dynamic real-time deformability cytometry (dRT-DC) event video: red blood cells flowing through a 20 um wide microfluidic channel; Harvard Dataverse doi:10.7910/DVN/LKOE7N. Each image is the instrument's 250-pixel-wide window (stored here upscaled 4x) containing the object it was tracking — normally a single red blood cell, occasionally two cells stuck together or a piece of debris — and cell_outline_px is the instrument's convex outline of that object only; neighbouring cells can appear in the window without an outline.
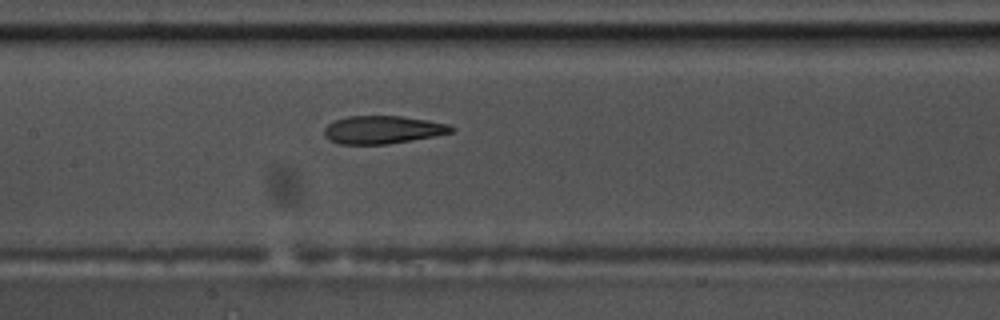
{"species": "common noctule bat (a hibernating species)", "species_latin": "Nyctalus noctula", "temperature_condition": "warm", "stored_images_in_passage": 43, "camera_frame_rate_fps": 3000, "um_per_image_px": 0.085, "animal": {"sex": "male", "body_mass_g": 17.5, "forearm_length_mm": 52.3}, "frame": {"image": 1, "passage_image": 14, "time_ms": 4.333, "image_size_px": [1000, 320], "cell_outline_px": [[456, 128], [452, 132], [432, 136], [388, 144], [340, 144], [324, 136], [324, 128], [328, 124], [336, 120], [348, 116], [400, 116], [428, 120], [448, 124]], "centroid_in_image_um": [32.52, 11.02], "position_along_channel_um": 174.9, "area_um2": 20.46}}
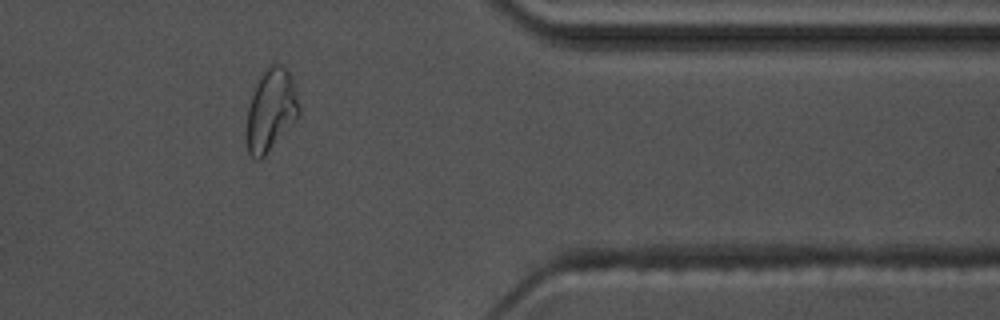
{"frame": {"image": 2, "passage_image": 33, "time_ms": 10.667, "image_size_px": [1000, 320], "cell_outline_px": [[300, 116], [264, 156], [260, 160], [256, 160], [248, 152], [248, 108], [256, 84], [260, 76], [268, 64], [280, 64], [288, 72], [296, 92], [300, 108]], "centroid_in_image_um": [23.05, 9.35], "position_along_channel_um": 388.3, "area_um2": 24.57}}
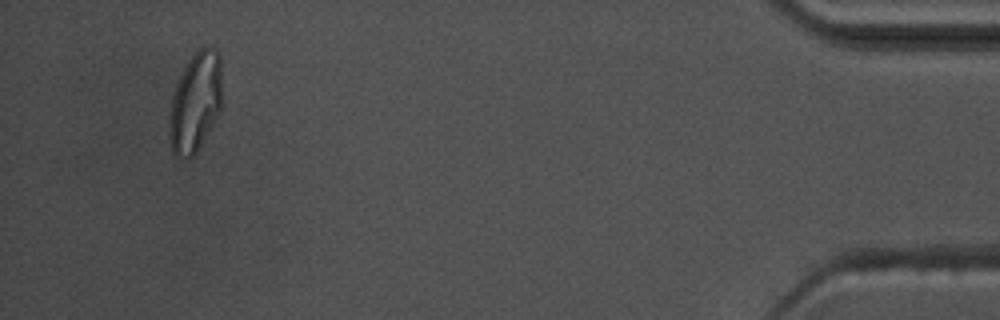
{"frame": {"image": 3, "passage_image": 40, "time_ms": 13.0, "image_size_px": [1000, 320], "cell_outline_px": [[220, 112], [196, 152], [192, 156], [184, 160], [176, 156], [172, 152], [168, 132], [168, 120], [172, 96], [176, 84], [188, 60], [204, 44], [216, 48], [220, 56]], "centroid_in_image_um": [16.58, 8.7], "position_along_channel_um": 418.6, "area_um2": 30.69}, "authors_computed_cell_mechanics": {"area_um2": 21.4438, "velocity_mm_per_s": 3.6618, "shape_relaxation_time_tau1_ms": 9.1656, "shape_relaxation_time_tau2_ms": 2.2931, "deformation_change_tau1": 0.2736, "deformation_change_tau2": 0.109}}